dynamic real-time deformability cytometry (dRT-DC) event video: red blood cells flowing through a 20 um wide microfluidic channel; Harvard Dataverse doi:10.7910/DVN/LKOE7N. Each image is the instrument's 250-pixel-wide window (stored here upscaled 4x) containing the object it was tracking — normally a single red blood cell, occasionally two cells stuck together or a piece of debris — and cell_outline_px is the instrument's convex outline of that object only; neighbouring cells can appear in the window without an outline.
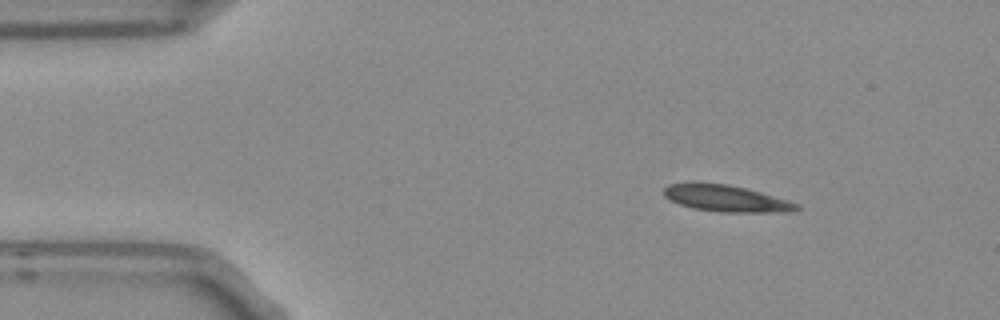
{"species": "Egyptian fruit bat (a non-hibernating species)", "species_latin": "Rousettus aegyptiacus", "temperature_condition": "room temperature", "stored_images_in_passage": 3, "camera_frame_rate_fps": 3000, "um_per_image_px": 0.085, "frame": {"image": 1, "passage_image": 1, "time_ms": 0.0, "image_size_px": [1000, 320], "cell_outline_px": [[800, 208], [788, 212], [720, 212], [692, 208], [680, 204], [664, 196], [664, 188], [668, 184], [728, 184], [760, 192], [788, 200], [800, 204]], "centroid_in_image_um": [61.78, 16.89], "position_along_channel_um": 23.2, "area_um2": 20.06}}